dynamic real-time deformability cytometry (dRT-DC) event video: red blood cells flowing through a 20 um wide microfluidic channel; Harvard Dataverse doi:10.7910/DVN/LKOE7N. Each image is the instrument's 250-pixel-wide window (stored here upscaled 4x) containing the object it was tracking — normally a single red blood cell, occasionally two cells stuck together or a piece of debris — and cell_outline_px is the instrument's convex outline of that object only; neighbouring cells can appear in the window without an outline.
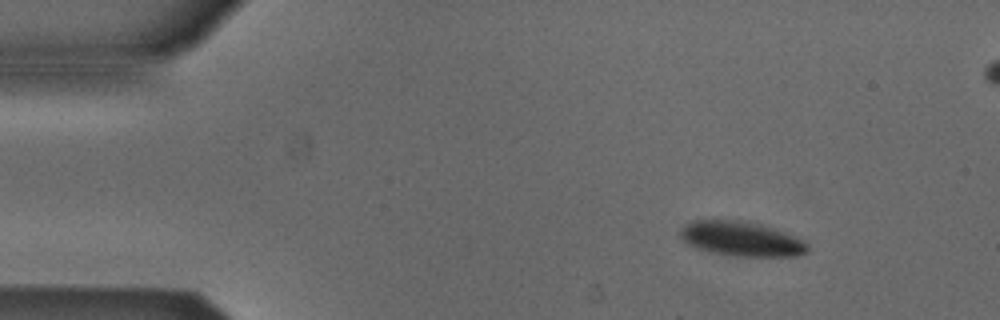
{"species": "Egyptian fruit bat (a non-hibernating species)", "species_latin": "Rousettus aegyptiacus", "temperature_condition": "cold", "stored_images_in_passage": 48, "segment_of_instrument_passage": [1, 2], "camera_frame_rate_fps": 3000, "um_per_image_px": 0.085, "animal": {"sex": "male"}, "frame": {"image": 1, "passage_image": 1, "time_ms": 0.0, "image_size_px": [1000, 320], "cell_outline_px": [[808, 252], [800, 256], [736, 256], [708, 252], [684, 244], [676, 236], [680, 228], [696, 220], [744, 220], [760, 224], [808, 240]], "centroid_in_image_um": [62.99, 20.31], "position_along_channel_um": 22.0, "area_um2": 26.3}}
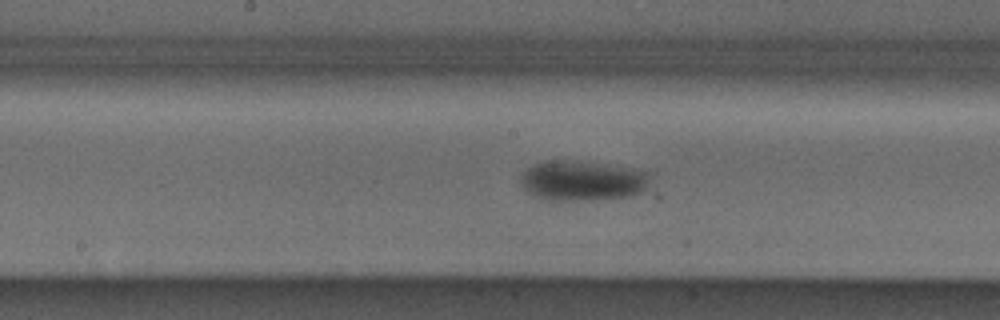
{"frame": {"image": 2, "passage_image": 21, "time_ms": 6.667, "image_size_px": [1000, 320], "cell_outline_px": [[648, 176], [644, 188], [640, 192], [632, 196], [592, 200], [552, 200], [536, 196], [524, 188], [520, 180], [520, 176], [532, 164], [544, 160], [564, 160], [628, 168], [648, 172]], "centroid_in_image_um": [49.43, 15.36], "position_along_channel_um": 198.8, "area_um2": 29.54}}
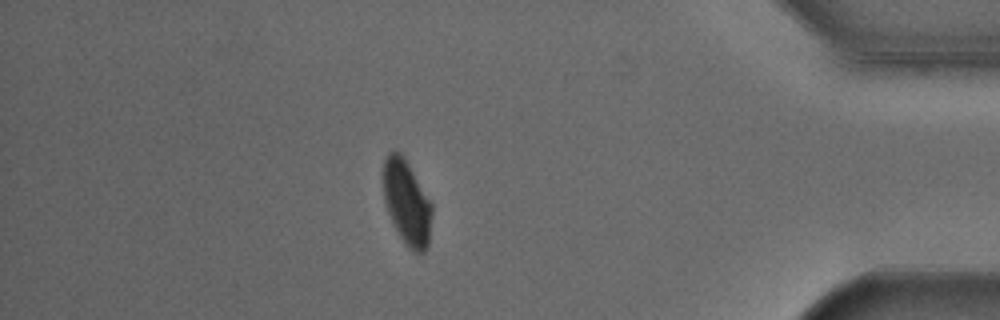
{"frame": {"image": 3, "passage_image": 40, "time_ms": 13.0, "image_size_px": [1000, 320], "cell_outline_px": [[432, 212], [428, 244], [424, 252], [412, 252], [408, 248], [392, 224], [384, 200], [380, 172], [384, 160], [388, 152], [400, 152], [404, 156], [432, 204]], "centroid_in_image_um": [34.53, 17.18], "position_along_channel_um": 400.7, "area_um2": 24.39}}